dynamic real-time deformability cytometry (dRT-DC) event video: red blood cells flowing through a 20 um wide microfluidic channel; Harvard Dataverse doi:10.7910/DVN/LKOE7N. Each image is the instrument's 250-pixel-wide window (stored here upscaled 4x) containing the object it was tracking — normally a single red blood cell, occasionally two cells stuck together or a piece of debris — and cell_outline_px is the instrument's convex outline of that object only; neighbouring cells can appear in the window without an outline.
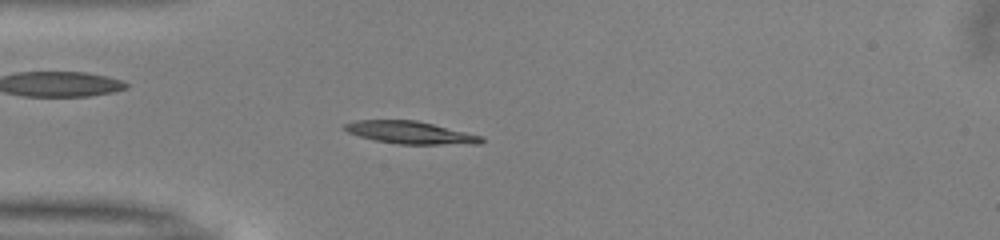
{"species": "common noctule bat (a hibernating species)", "species_latin": "Nyctalus noctula", "temperature_condition": "warm", "stored_images_in_passage": 51, "camera_frame_rate_fps": 3000, "um_per_image_px": 0.085, "animal": {"sex": "male", "body_mass_g": 13.0, "forearm_length_mm": 53.1}, "frame": {"image": 1, "passage_image": 14, "time_ms": 4.333, "image_size_px": [1000, 240], "cell_outline_px": [[484, 140], [480, 144], [396, 144], [376, 140], [360, 136], [348, 132], [344, 128], [344, 124], [352, 120], [416, 120], [484, 136]], "centroid_in_image_um": [34.9, 11.27], "position_along_channel_um": 50.1, "area_um2": 17.92}}
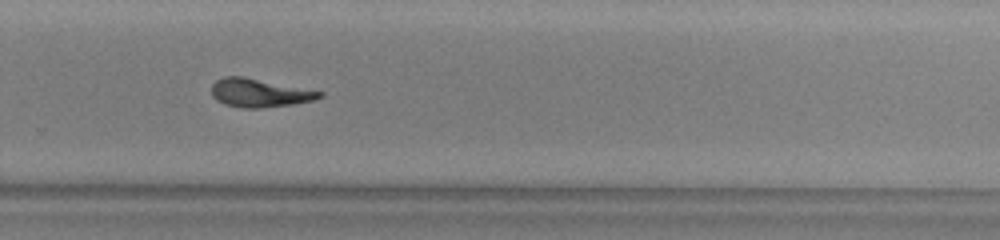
{"frame": {"image": 2, "passage_image": 34, "time_ms": 11.0, "image_size_px": [1000, 240], "cell_outline_px": [[324, 96], [312, 100], [292, 104], [260, 108], [240, 108], [224, 104], [216, 100], [212, 96], [212, 84], [216, 80], [224, 76], [244, 76], [324, 92]], "centroid_in_image_um": [22.02, 7.89], "position_along_channel_um": 307.8, "area_um2": 17.92}}
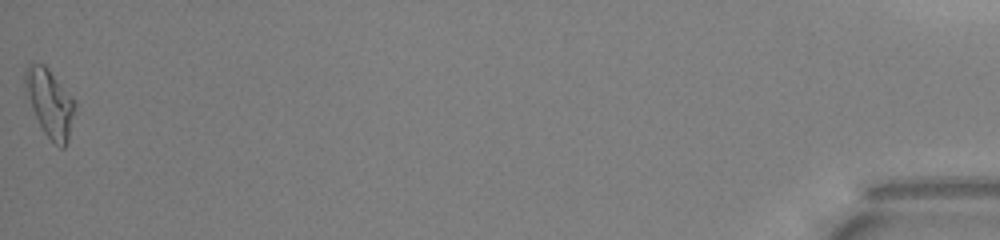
{"frame": {"image": 3, "passage_image": 51, "time_ms": 16.667, "image_size_px": [1000, 240], "cell_outline_px": [[76, 104], [68, 140], [64, 148], [60, 148], [44, 132], [32, 108], [24, 88], [24, 72], [28, 64], [32, 60], [44, 64], [48, 68], [72, 96]], "centroid_in_image_um": [4.22, 8.69], "position_along_channel_um": 431.0, "area_um2": 19.59}, "authors_computed_cell_mechanics": {"area_um2": 17.5134, "velocity_mm_per_s": 4.0156, "shape_relaxation_time_tau1_ms": 7.0511, "shape_relaxation_time_tau2_ms": 3.5568, "deformation_change_tau1": 0.261, "deformation_change_tau2": 0.1322}}